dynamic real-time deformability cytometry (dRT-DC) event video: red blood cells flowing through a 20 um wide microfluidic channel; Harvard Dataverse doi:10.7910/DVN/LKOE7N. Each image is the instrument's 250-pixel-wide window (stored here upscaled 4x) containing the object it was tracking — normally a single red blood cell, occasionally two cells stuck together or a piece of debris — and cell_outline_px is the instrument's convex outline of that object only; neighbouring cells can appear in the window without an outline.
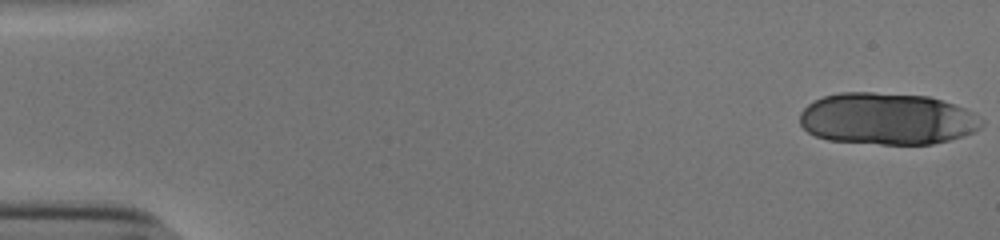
{"species": "human", "species_latin": "Homo sapiens", "temperature_condition": "cold", "stored_images_in_passage": 52, "camera_frame_rate_fps": 3000, "um_per_image_px": 0.085, "donor": {"sex": "male"}, "frame": {"image": 1, "passage_image": 1, "time_ms": 0.0, "image_size_px": [1000, 240], "cell_outline_px": [[984, 124], [976, 132], [964, 136], [932, 144], [880, 144], [828, 140], [816, 136], [808, 132], [800, 124], [800, 112], [808, 104], [824, 96], [840, 92], [872, 92], [928, 96], [976, 112], [984, 120]], "centroid_in_image_um": [75.44, 10.1], "position_along_channel_um": 9.6, "area_um2": 55.2}}
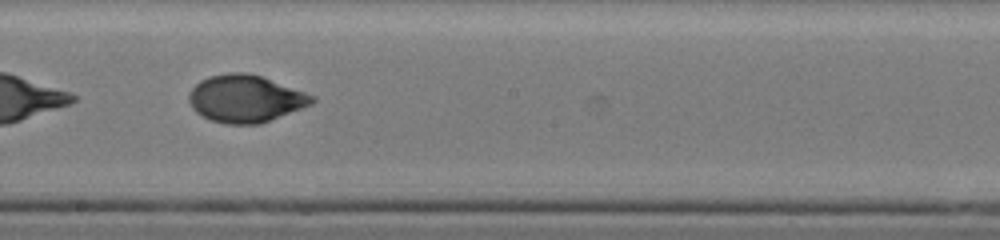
{"frame": {"image": 2, "passage_image": 31, "time_ms": 10.0, "image_size_px": [1000, 240], "cell_outline_px": [[316, 100], [312, 104], [260, 124], [224, 124], [212, 120], [196, 112], [192, 108], [188, 100], [188, 96], [192, 88], [200, 80], [208, 76], [228, 72], [248, 72], [260, 76], [316, 96]], "centroid_in_image_um": [20.85, 8.38], "position_along_channel_um": 227.4, "area_um2": 33.87}}
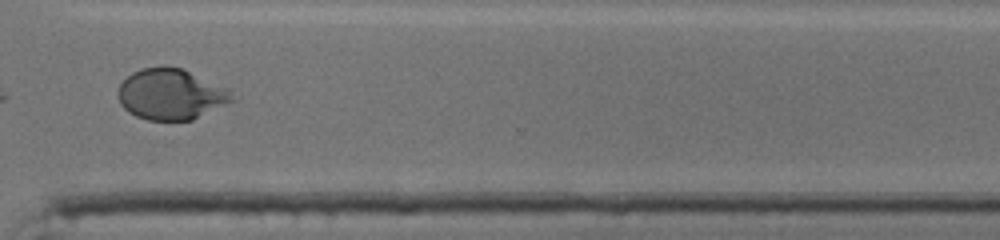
{"frame": {"image": 3, "passage_image": 41, "time_ms": 13.333, "image_size_px": [1000, 240], "cell_outline_px": [[232, 100], [192, 120], [148, 120], [136, 116], [128, 112], [120, 104], [116, 96], [116, 92], [120, 84], [132, 72], [144, 68], [184, 68], [232, 88]], "centroid_in_image_um": [14.53, 8.01], "position_along_channel_um": 356.1, "area_um2": 33.81}, "authors_computed_cell_mechanics": {"area_um2": 34.8245, "velocity_mm_per_s": 3.8512, "shape_relaxation_time_tau1_ms": 4.3527, "shape_relaxation_time_tau2_ms": 1.0478, "deformation_change_tau1": 0.1646, "deformation_change_tau2": 0.0403}}